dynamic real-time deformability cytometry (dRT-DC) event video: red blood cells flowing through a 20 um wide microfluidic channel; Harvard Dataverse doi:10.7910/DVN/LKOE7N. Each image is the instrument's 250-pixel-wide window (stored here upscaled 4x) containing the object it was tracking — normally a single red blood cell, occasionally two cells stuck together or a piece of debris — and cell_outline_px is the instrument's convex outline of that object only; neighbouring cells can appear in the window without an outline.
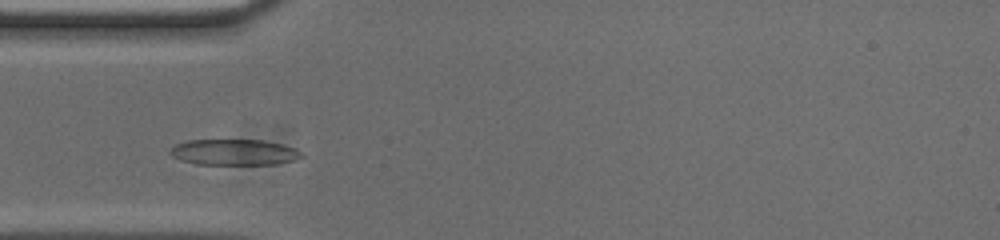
{"species": "common noctule bat (a hibernating species)", "species_latin": "Nyctalus noctula", "temperature_condition": "cold", "stored_images_in_passage": 37, "camera_frame_rate_fps": 3000, "um_per_image_px": 0.085, "animal": {"sex": "male", "body_mass_g": 20.0, "forearm_length_mm": 53.3}, "frame": {"image": 1, "passage_image": 8, "time_ms": 2.333, "image_size_px": [1000, 240], "cell_outline_px": [[304, 156], [296, 160], [276, 164], [196, 164], [180, 160], [172, 156], [168, 152], [168, 148], [176, 144], [188, 140], [264, 140], [296, 148], [304, 152]], "centroid_in_image_um": [19.9, 12.94], "position_along_channel_um": 65.1, "area_um2": 20.06}}
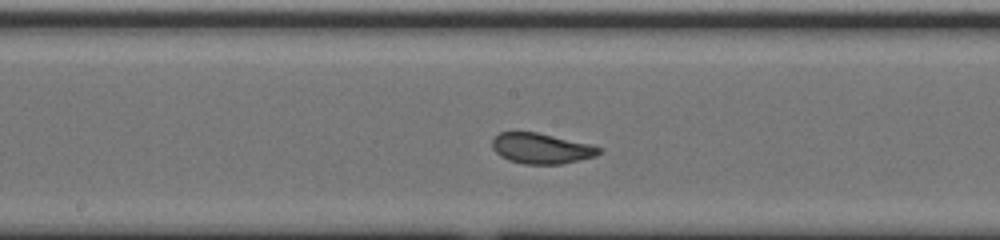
{"frame": {"image": 2, "passage_image": 19, "time_ms": 6.0, "image_size_px": [1000, 240], "cell_outline_px": [[604, 148], [596, 156], [564, 164], [524, 164], [508, 160], [500, 156], [492, 148], [492, 140], [500, 132], [536, 132], [588, 144]], "centroid_in_image_um": [46.0, 12.63], "position_along_channel_um": 202.2, "area_um2": 18.9}}
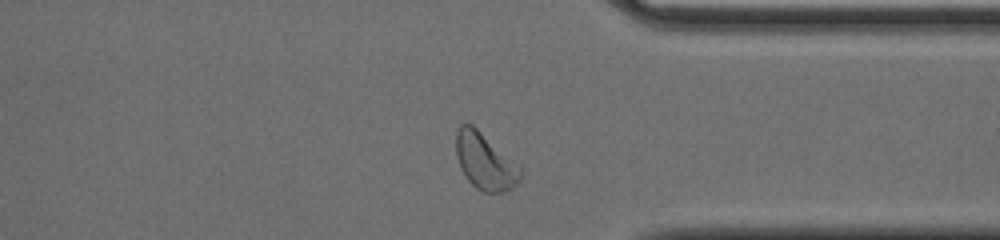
{"frame": {"image": 3, "passage_image": 33, "time_ms": 10.667, "image_size_px": [1000, 240], "cell_outline_px": [[520, 180], [512, 188], [500, 192], [484, 192], [476, 188], [468, 180], [460, 168], [456, 156], [456, 132], [460, 124], [472, 124], [520, 164]], "centroid_in_image_um": [41.23, 13.7], "position_along_channel_um": 370.2, "area_um2": 21.27}, "authors_computed_cell_mechanics": {"area_um2": 19.3052, "velocity_mm_per_s": 3.729, "shape_relaxation_time_tau1_ms": 3.0169, "shape_relaxation_time_tau2_ms": 0.8487, "deformation_change_tau1": 0.1552, "deformation_change_tau2": 0.0748}}